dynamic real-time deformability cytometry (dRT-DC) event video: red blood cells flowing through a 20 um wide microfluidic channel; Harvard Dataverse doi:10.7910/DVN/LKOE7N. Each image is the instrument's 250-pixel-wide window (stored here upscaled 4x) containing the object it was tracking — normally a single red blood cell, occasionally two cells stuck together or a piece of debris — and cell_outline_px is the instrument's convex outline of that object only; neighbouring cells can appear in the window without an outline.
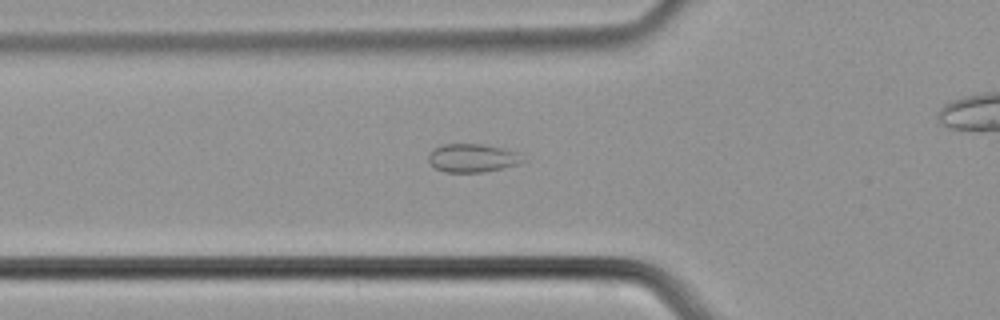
{"species": "common noctule bat (a hibernating species)", "species_latin": "Nyctalus noctula", "temperature_condition": "cold", "stored_images_in_passage": 28, "camera_frame_rate_fps": 3000, "um_per_image_px": 0.085, "animal": {"sex": "male", "body_mass_g": 21.5, "forearm_length_mm": 52.0}, "frame": {"image": 1, "passage_image": 3, "time_ms": 0.667, "image_size_px": [1000, 320], "cell_outline_px": [[524, 160], [516, 164], [484, 172], [444, 172], [436, 168], [428, 160], [428, 156], [432, 148], [440, 144], [484, 144], [520, 152]], "centroid_in_image_um": [40.12, 13.41], "position_along_channel_um": 85.7, "area_um2": 15.61}}
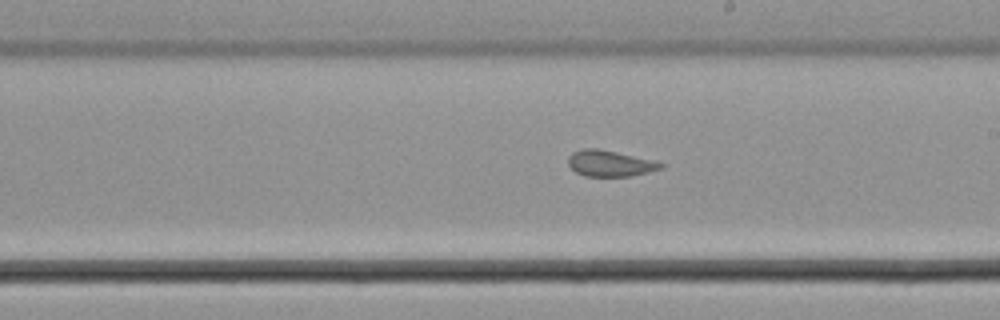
{"frame": {"image": 2, "passage_image": 14, "time_ms": 4.333, "image_size_px": [1000, 320], "cell_outline_px": [[664, 168], [648, 172], [628, 176], [584, 176], [576, 172], [568, 164], [568, 156], [572, 152], [584, 148], [596, 148], [616, 152], [664, 164]], "centroid_in_image_um": [51.78, 13.89], "position_along_channel_um": 237.2, "area_um2": 13.76}}
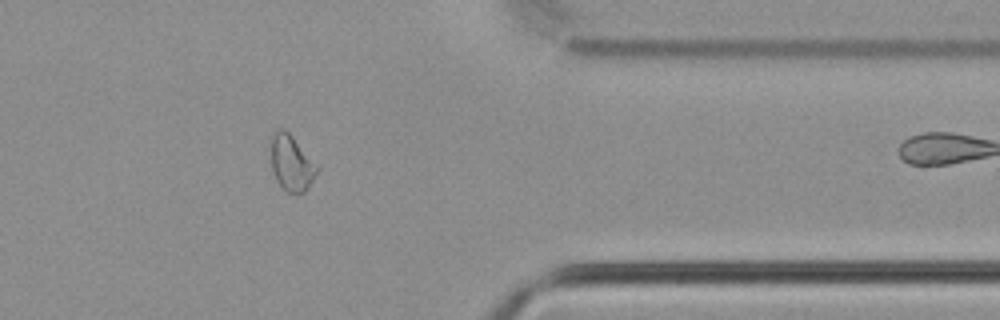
{"frame": {"image": 3, "passage_image": 26, "time_ms": 8.333, "image_size_px": [1000, 320], "cell_outline_px": [[320, 168], [308, 188], [304, 192], [288, 192], [276, 180], [272, 168], [268, 148], [268, 140], [280, 128], [284, 128], [292, 136]], "centroid_in_image_um": [24.73, 13.82], "position_along_channel_um": 386.7, "area_um2": 15.14}}